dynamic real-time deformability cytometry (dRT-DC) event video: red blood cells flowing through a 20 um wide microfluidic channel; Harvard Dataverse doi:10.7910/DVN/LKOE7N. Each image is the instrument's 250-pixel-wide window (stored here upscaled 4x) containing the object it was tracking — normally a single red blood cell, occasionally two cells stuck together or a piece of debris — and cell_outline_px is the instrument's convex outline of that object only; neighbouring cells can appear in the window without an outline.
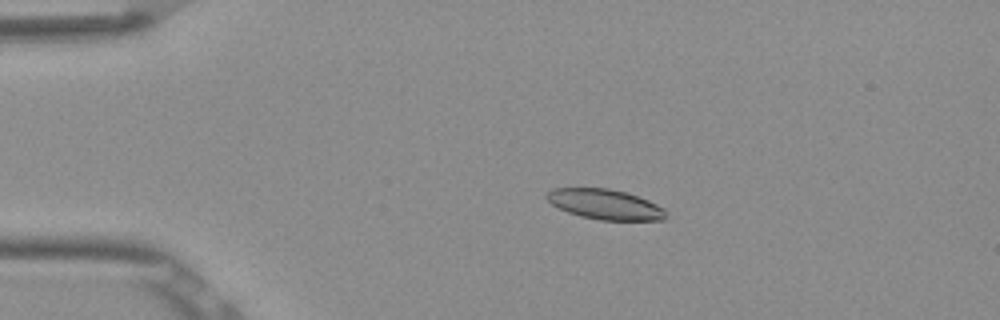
{"species": "Egyptian fruit bat (a non-hibernating species)", "species_latin": "Rousettus aegyptiacus", "temperature_condition": "room temperature", "stored_images_in_passage": 54, "camera_frame_rate_fps": 3000, "um_per_image_px": 0.085, "frame": {"image": 1, "passage_image": 12, "time_ms": 3.667, "image_size_px": [1000, 320], "cell_outline_px": [[668, 216], [664, 220], [600, 220], [580, 216], [568, 212], [552, 204], [544, 196], [552, 188], [608, 188], [628, 192], [648, 200], [664, 208], [668, 212]], "centroid_in_image_um": [51.47, 17.37], "position_along_channel_um": 33.5, "area_um2": 21.1}}
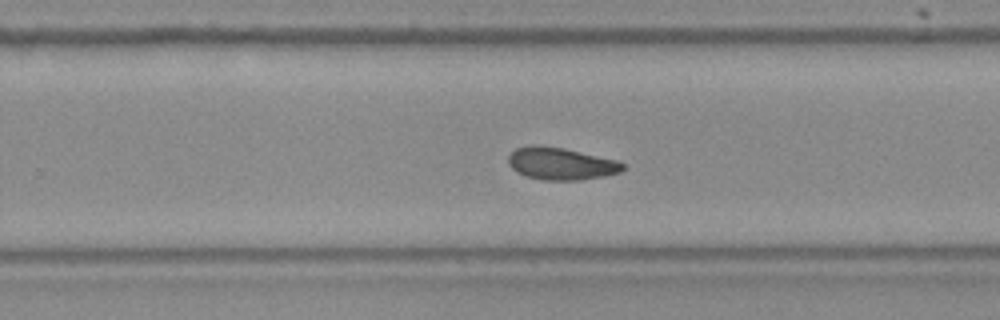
{"frame": {"image": 2, "passage_image": 35, "time_ms": 11.333, "image_size_px": [1000, 320], "cell_outline_px": [[624, 168], [620, 172], [604, 176], [580, 180], [544, 180], [524, 176], [516, 172], [508, 164], [508, 156], [516, 148], [532, 144], [564, 148], [616, 160], [624, 164]], "centroid_in_image_um": [47.64, 13.91], "position_along_channel_um": 282.2, "area_um2": 21.56}}
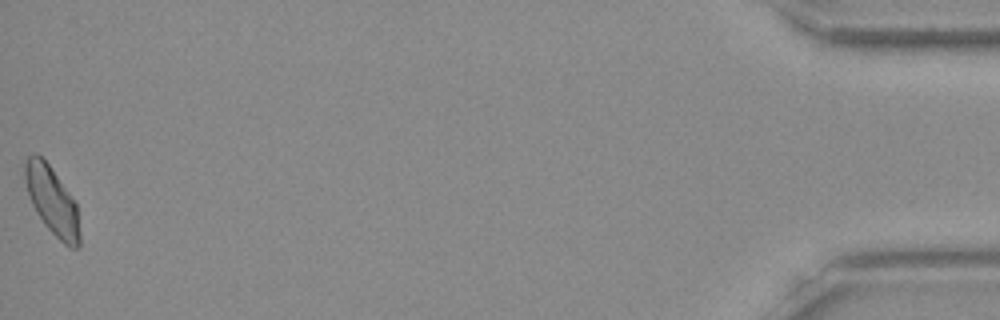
{"frame": {"image": 3, "passage_image": 54, "time_ms": 17.667, "image_size_px": [1000, 320], "cell_outline_px": [[80, 248], [68, 248], [44, 224], [36, 212], [32, 204], [28, 192], [24, 176], [24, 160], [32, 152], [36, 152], [48, 164], [76, 204], [80, 232]], "centroid_in_image_um": [4.42, 17.08], "position_along_channel_um": 430.8, "area_um2": 21.44}, "authors_computed_cell_mechanics": {"area_um2": 21.5594, "velocity_mm_per_s": 3.8524, "shape_relaxation_time_tau1_ms": 7.5594, "shape_relaxation_time_tau2_ms": 3.8252, "deformation_change_tau1": 0.1548, "deformation_change_tau2": 0.0958}}